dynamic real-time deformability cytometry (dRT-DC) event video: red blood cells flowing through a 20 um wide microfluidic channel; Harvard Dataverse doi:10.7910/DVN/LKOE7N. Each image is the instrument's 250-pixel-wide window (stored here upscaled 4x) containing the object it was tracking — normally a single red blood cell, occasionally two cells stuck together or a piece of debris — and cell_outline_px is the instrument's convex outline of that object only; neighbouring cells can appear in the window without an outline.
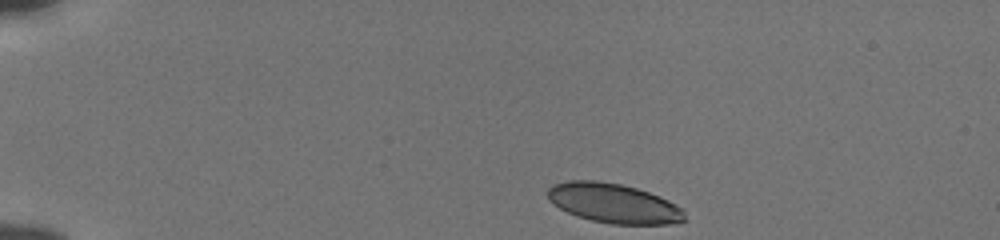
{"species": "human", "species_latin": "Homo sapiens", "temperature_condition": "cold", "stored_images_in_passage": 44, "camera_frame_rate_fps": 3000, "um_per_image_px": 0.085, "donor": {"sex": "male"}, "frame": {"image": 1, "passage_image": 1, "time_ms": 0.0, "image_size_px": [1000, 240], "cell_outline_px": [[688, 220], [668, 224], [612, 224], [592, 220], [576, 216], [560, 208], [548, 200], [548, 188], [552, 184], [568, 180], [596, 180], [620, 184], [636, 188], [660, 196], [668, 200], [680, 208], [684, 212]], "centroid_in_image_um": [52.15, 17.27], "position_along_channel_um": 32.9, "area_um2": 31.56}}
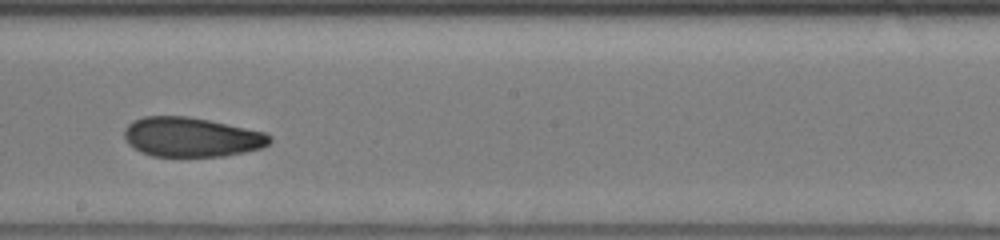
{"frame": {"image": 2, "passage_image": 23, "time_ms": 7.333, "image_size_px": [1000, 240], "cell_outline_px": [[272, 140], [268, 144], [260, 148], [244, 152], [224, 156], [152, 156], [140, 152], [128, 144], [124, 136], [124, 128], [132, 120], [144, 116], [188, 116], [208, 120], [264, 132], [272, 136]], "centroid_in_image_um": [16.23, 11.65], "position_along_channel_um": 232.0, "area_um2": 33.47}}
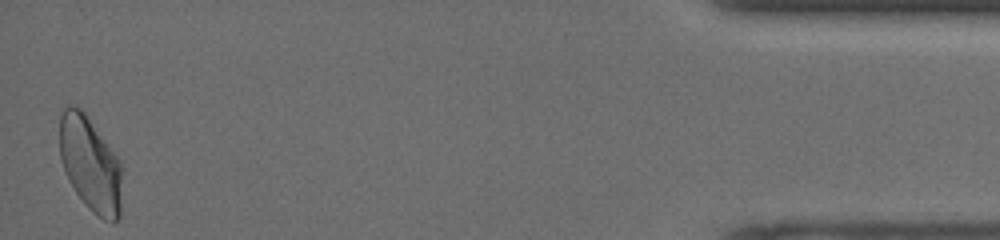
{"frame": {"image": 3, "passage_image": 44, "time_ms": 14.333, "image_size_px": [1000, 240], "cell_outline_px": [[120, 216], [112, 224], [104, 220], [92, 212], [88, 208], [76, 192], [68, 180], [60, 160], [60, 116], [64, 108], [68, 104], [72, 104], [80, 108], [84, 112], [120, 160]], "centroid_in_image_um": [7.65, 13.95], "position_along_channel_um": 427.5, "area_um2": 34.28}, "authors_computed_cell_mechanics": {"area_um2": 33.4373, "velocity_mm_per_s": 3.8269, "shape_relaxation_time_tau1_ms": 10.4749, "shape_relaxation_time_tau2_ms": 2.6373, "deformation_change_tau1": 0.1989, "deformation_change_tau2": 0.0805}}